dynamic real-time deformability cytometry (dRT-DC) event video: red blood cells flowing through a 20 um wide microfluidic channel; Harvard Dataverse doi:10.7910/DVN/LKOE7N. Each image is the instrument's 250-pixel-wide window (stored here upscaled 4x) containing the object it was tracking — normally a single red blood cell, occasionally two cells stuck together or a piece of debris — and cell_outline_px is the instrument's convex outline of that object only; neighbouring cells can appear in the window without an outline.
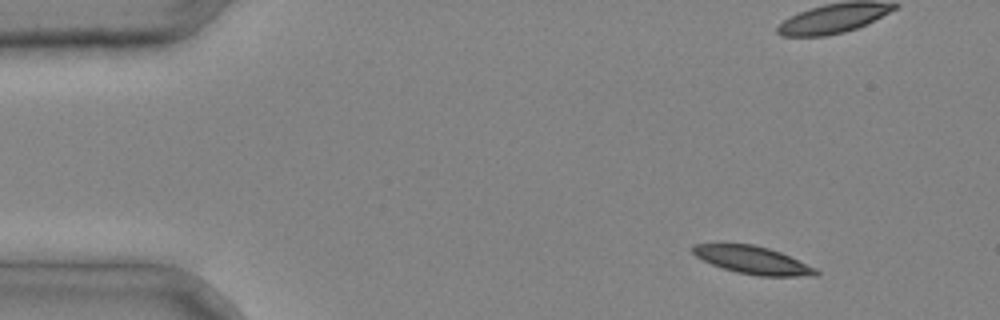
{"species": "common noctule bat (a hibernating species)", "species_latin": "Nyctalus noctula", "temperature_condition": "cold", "stored_images_in_passage": 2, "camera_frame_rate_fps": 3000, "um_per_image_px": 0.085, "animal": {"sex": "male", "body_mass_g": 20.4}, "frame": {"image": 1, "passage_image": 1, "time_ms": 0.0, "image_size_px": [1000, 320], "cell_outline_px": [[820, 276], [760, 276], [736, 272], [712, 264], [696, 256], [692, 252], [692, 244], [752, 244], [768, 248], [780, 252], [816, 268], [820, 272]], "centroid_in_image_um": [64.01, 22.12], "position_along_channel_um": 21.0, "area_um2": 19.71}}